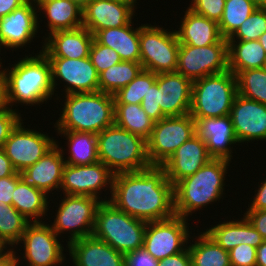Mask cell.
Instances as JSON below:
<instances>
[{
    "label": "cell",
    "instance_id": "obj_15",
    "mask_svg": "<svg viewBox=\"0 0 266 266\" xmlns=\"http://www.w3.org/2000/svg\"><path fill=\"white\" fill-rule=\"evenodd\" d=\"M114 175L100 161L91 165L65 164L60 189H63V195H83L101 199V189L110 187L112 194Z\"/></svg>",
    "mask_w": 266,
    "mask_h": 266
},
{
    "label": "cell",
    "instance_id": "obj_39",
    "mask_svg": "<svg viewBox=\"0 0 266 266\" xmlns=\"http://www.w3.org/2000/svg\"><path fill=\"white\" fill-rule=\"evenodd\" d=\"M156 82V74L142 70L128 85L114 94L115 104H141L149 88Z\"/></svg>",
    "mask_w": 266,
    "mask_h": 266
},
{
    "label": "cell",
    "instance_id": "obj_40",
    "mask_svg": "<svg viewBox=\"0 0 266 266\" xmlns=\"http://www.w3.org/2000/svg\"><path fill=\"white\" fill-rule=\"evenodd\" d=\"M266 32V8L257 7L227 41L259 40Z\"/></svg>",
    "mask_w": 266,
    "mask_h": 266
},
{
    "label": "cell",
    "instance_id": "obj_22",
    "mask_svg": "<svg viewBox=\"0 0 266 266\" xmlns=\"http://www.w3.org/2000/svg\"><path fill=\"white\" fill-rule=\"evenodd\" d=\"M135 9L112 0H90L83 8V27L92 34L106 28L123 27L132 22Z\"/></svg>",
    "mask_w": 266,
    "mask_h": 266
},
{
    "label": "cell",
    "instance_id": "obj_5",
    "mask_svg": "<svg viewBox=\"0 0 266 266\" xmlns=\"http://www.w3.org/2000/svg\"><path fill=\"white\" fill-rule=\"evenodd\" d=\"M99 161L114 174L150 168L147 141L115 123L97 134Z\"/></svg>",
    "mask_w": 266,
    "mask_h": 266
},
{
    "label": "cell",
    "instance_id": "obj_56",
    "mask_svg": "<svg viewBox=\"0 0 266 266\" xmlns=\"http://www.w3.org/2000/svg\"><path fill=\"white\" fill-rule=\"evenodd\" d=\"M112 1L127 4L128 6L132 7L133 9L135 8L136 3H137L136 2L137 0H112Z\"/></svg>",
    "mask_w": 266,
    "mask_h": 266
},
{
    "label": "cell",
    "instance_id": "obj_44",
    "mask_svg": "<svg viewBox=\"0 0 266 266\" xmlns=\"http://www.w3.org/2000/svg\"><path fill=\"white\" fill-rule=\"evenodd\" d=\"M21 113L18 114L12 108L8 107L0 111V148H3L4 143L9 138L11 131L21 121Z\"/></svg>",
    "mask_w": 266,
    "mask_h": 266
},
{
    "label": "cell",
    "instance_id": "obj_27",
    "mask_svg": "<svg viewBox=\"0 0 266 266\" xmlns=\"http://www.w3.org/2000/svg\"><path fill=\"white\" fill-rule=\"evenodd\" d=\"M205 232L226 251L240 244L257 248L264 241L245 216L241 220L218 223Z\"/></svg>",
    "mask_w": 266,
    "mask_h": 266
},
{
    "label": "cell",
    "instance_id": "obj_45",
    "mask_svg": "<svg viewBox=\"0 0 266 266\" xmlns=\"http://www.w3.org/2000/svg\"><path fill=\"white\" fill-rule=\"evenodd\" d=\"M141 106L146 114L155 122L166 117L160 108L158 103V84L155 82L145 94Z\"/></svg>",
    "mask_w": 266,
    "mask_h": 266
},
{
    "label": "cell",
    "instance_id": "obj_47",
    "mask_svg": "<svg viewBox=\"0 0 266 266\" xmlns=\"http://www.w3.org/2000/svg\"><path fill=\"white\" fill-rule=\"evenodd\" d=\"M17 185V173L13 176L0 178V202L12 205V195Z\"/></svg>",
    "mask_w": 266,
    "mask_h": 266
},
{
    "label": "cell",
    "instance_id": "obj_26",
    "mask_svg": "<svg viewBox=\"0 0 266 266\" xmlns=\"http://www.w3.org/2000/svg\"><path fill=\"white\" fill-rule=\"evenodd\" d=\"M179 30H175L179 43L203 47L218 43L223 37L217 22L187 8Z\"/></svg>",
    "mask_w": 266,
    "mask_h": 266
},
{
    "label": "cell",
    "instance_id": "obj_50",
    "mask_svg": "<svg viewBox=\"0 0 266 266\" xmlns=\"http://www.w3.org/2000/svg\"><path fill=\"white\" fill-rule=\"evenodd\" d=\"M264 179L265 181L259 185L252 203L248 206L249 208L247 210H266V178Z\"/></svg>",
    "mask_w": 266,
    "mask_h": 266
},
{
    "label": "cell",
    "instance_id": "obj_51",
    "mask_svg": "<svg viewBox=\"0 0 266 266\" xmlns=\"http://www.w3.org/2000/svg\"><path fill=\"white\" fill-rule=\"evenodd\" d=\"M17 173L10 159L6 156L3 148H0V178L13 176Z\"/></svg>",
    "mask_w": 266,
    "mask_h": 266
},
{
    "label": "cell",
    "instance_id": "obj_20",
    "mask_svg": "<svg viewBox=\"0 0 266 266\" xmlns=\"http://www.w3.org/2000/svg\"><path fill=\"white\" fill-rule=\"evenodd\" d=\"M158 103L166 117L190 112L192 81L178 72L156 74Z\"/></svg>",
    "mask_w": 266,
    "mask_h": 266
},
{
    "label": "cell",
    "instance_id": "obj_2",
    "mask_svg": "<svg viewBox=\"0 0 266 266\" xmlns=\"http://www.w3.org/2000/svg\"><path fill=\"white\" fill-rule=\"evenodd\" d=\"M5 69L8 106L14 103L39 105L54 95L51 64L40 50L35 56H25Z\"/></svg>",
    "mask_w": 266,
    "mask_h": 266
},
{
    "label": "cell",
    "instance_id": "obj_8",
    "mask_svg": "<svg viewBox=\"0 0 266 266\" xmlns=\"http://www.w3.org/2000/svg\"><path fill=\"white\" fill-rule=\"evenodd\" d=\"M140 63L155 74L176 72L180 43L176 31L144 24L139 26Z\"/></svg>",
    "mask_w": 266,
    "mask_h": 266
},
{
    "label": "cell",
    "instance_id": "obj_24",
    "mask_svg": "<svg viewBox=\"0 0 266 266\" xmlns=\"http://www.w3.org/2000/svg\"><path fill=\"white\" fill-rule=\"evenodd\" d=\"M74 266H125L122 253L93 235L67 244Z\"/></svg>",
    "mask_w": 266,
    "mask_h": 266
},
{
    "label": "cell",
    "instance_id": "obj_54",
    "mask_svg": "<svg viewBox=\"0 0 266 266\" xmlns=\"http://www.w3.org/2000/svg\"><path fill=\"white\" fill-rule=\"evenodd\" d=\"M7 77L5 69L0 70V111L8 108Z\"/></svg>",
    "mask_w": 266,
    "mask_h": 266
},
{
    "label": "cell",
    "instance_id": "obj_58",
    "mask_svg": "<svg viewBox=\"0 0 266 266\" xmlns=\"http://www.w3.org/2000/svg\"><path fill=\"white\" fill-rule=\"evenodd\" d=\"M257 7L266 8V0H252Z\"/></svg>",
    "mask_w": 266,
    "mask_h": 266
},
{
    "label": "cell",
    "instance_id": "obj_35",
    "mask_svg": "<svg viewBox=\"0 0 266 266\" xmlns=\"http://www.w3.org/2000/svg\"><path fill=\"white\" fill-rule=\"evenodd\" d=\"M140 62L121 61L99 74V91L114 95L128 85L141 71Z\"/></svg>",
    "mask_w": 266,
    "mask_h": 266
},
{
    "label": "cell",
    "instance_id": "obj_17",
    "mask_svg": "<svg viewBox=\"0 0 266 266\" xmlns=\"http://www.w3.org/2000/svg\"><path fill=\"white\" fill-rule=\"evenodd\" d=\"M36 6V0H28L7 16L0 18V51L2 46L16 49L33 41L40 19Z\"/></svg>",
    "mask_w": 266,
    "mask_h": 266
},
{
    "label": "cell",
    "instance_id": "obj_23",
    "mask_svg": "<svg viewBox=\"0 0 266 266\" xmlns=\"http://www.w3.org/2000/svg\"><path fill=\"white\" fill-rule=\"evenodd\" d=\"M41 47L47 58L81 59L89 57L94 35L81 26L48 34Z\"/></svg>",
    "mask_w": 266,
    "mask_h": 266
},
{
    "label": "cell",
    "instance_id": "obj_29",
    "mask_svg": "<svg viewBox=\"0 0 266 266\" xmlns=\"http://www.w3.org/2000/svg\"><path fill=\"white\" fill-rule=\"evenodd\" d=\"M38 12L47 15L51 33L83 26L82 7L71 0H36ZM43 10V11H42Z\"/></svg>",
    "mask_w": 266,
    "mask_h": 266
},
{
    "label": "cell",
    "instance_id": "obj_38",
    "mask_svg": "<svg viewBox=\"0 0 266 266\" xmlns=\"http://www.w3.org/2000/svg\"><path fill=\"white\" fill-rule=\"evenodd\" d=\"M238 94L266 105V69L240 71L236 75Z\"/></svg>",
    "mask_w": 266,
    "mask_h": 266
},
{
    "label": "cell",
    "instance_id": "obj_52",
    "mask_svg": "<svg viewBox=\"0 0 266 266\" xmlns=\"http://www.w3.org/2000/svg\"><path fill=\"white\" fill-rule=\"evenodd\" d=\"M28 0H0V18L7 16L14 9L21 7Z\"/></svg>",
    "mask_w": 266,
    "mask_h": 266
},
{
    "label": "cell",
    "instance_id": "obj_31",
    "mask_svg": "<svg viewBox=\"0 0 266 266\" xmlns=\"http://www.w3.org/2000/svg\"><path fill=\"white\" fill-rule=\"evenodd\" d=\"M266 53L258 40L228 41V69L237 75L240 71L264 68Z\"/></svg>",
    "mask_w": 266,
    "mask_h": 266
},
{
    "label": "cell",
    "instance_id": "obj_12",
    "mask_svg": "<svg viewBox=\"0 0 266 266\" xmlns=\"http://www.w3.org/2000/svg\"><path fill=\"white\" fill-rule=\"evenodd\" d=\"M186 221L188 219L174 215L168 219L147 222L143 247L157 260L184 251L190 238Z\"/></svg>",
    "mask_w": 266,
    "mask_h": 266
},
{
    "label": "cell",
    "instance_id": "obj_60",
    "mask_svg": "<svg viewBox=\"0 0 266 266\" xmlns=\"http://www.w3.org/2000/svg\"><path fill=\"white\" fill-rule=\"evenodd\" d=\"M4 250H6V247H4V246L0 243V253L3 252Z\"/></svg>",
    "mask_w": 266,
    "mask_h": 266
},
{
    "label": "cell",
    "instance_id": "obj_13",
    "mask_svg": "<svg viewBox=\"0 0 266 266\" xmlns=\"http://www.w3.org/2000/svg\"><path fill=\"white\" fill-rule=\"evenodd\" d=\"M23 123L21 120L16 125L3 146L6 156L19 173L35 164L56 145V139L25 128L24 125L22 126Z\"/></svg>",
    "mask_w": 266,
    "mask_h": 266
},
{
    "label": "cell",
    "instance_id": "obj_6",
    "mask_svg": "<svg viewBox=\"0 0 266 266\" xmlns=\"http://www.w3.org/2000/svg\"><path fill=\"white\" fill-rule=\"evenodd\" d=\"M146 226L147 222L102 201L96 211L93 236L125 255L143 247Z\"/></svg>",
    "mask_w": 266,
    "mask_h": 266
},
{
    "label": "cell",
    "instance_id": "obj_43",
    "mask_svg": "<svg viewBox=\"0 0 266 266\" xmlns=\"http://www.w3.org/2000/svg\"><path fill=\"white\" fill-rule=\"evenodd\" d=\"M257 248L240 244L229 251L231 266H256Z\"/></svg>",
    "mask_w": 266,
    "mask_h": 266
},
{
    "label": "cell",
    "instance_id": "obj_7",
    "mask_svg": "<svg viewBox=\"0 0 266 266\" xmlns=\"http://www.w3.org/2000/svg\"><path fill=\"white\" fill-rule=\"evenodd\" d=\"M237 94L236 75L230 70L195 80L192 83L189 114L193 118L230 115Z\"/></svg>",
    "mask_w": 266,
    "mask_h": 266
},
{
    "label": "cell",
    "instance_id": "obj_55",
    "mask_svg": "<svg viewBox=\"0 0 266 266\" xmlns=\"http://www.w3.org/2000/svg\"><path fill=\"white\" fill-rule=\"evenodd\" d=\"M256 266H266V240L256 250Z\"/></svg>",
    "mask_w": 266,
    "mask_h": 266
},
{
    "label": "cell",
    "instance_id": "obj_36",
    "mask_svg": "<svg viewBox=\"0 0 266 266\" xmlns=\"http://www.w3.org/2000/svg\"><path fill=\"white\" fill-rule=\"evenodd\" d=\"M31 221L20 214L13 205L0 202V243L4 247L19 244L26 227ZM10 245V246H7ZM14 245V246H13Z\"/></svg>",
    "mask_w": 266,
    "mask_h": 266
},
{
    "label": "cell",
    "instance_id": "obj_46",
    "mask_svg": "<svg viewBox=\"0 0 266 266\" xmlns=\"http://www.w3.org/2000/svg\"><path fill=\"white\" fill-rule=\"evenodd\" d=\"M125 266H158L159 260L149 254L144 247L124 255Z\"/></svg>",
    "mask_w": 266,
    "mask_h": 266
},
{
    "label": "cell",
    "instance_id": "obj_16",
    "mask_svg": "<svg viewBox=\"0 0 266 266\" xmlns=\"http://www.w3.org/2000/svg\"><path fill=\"white\" fill-rule=\"evenodd\" d=\"M51 64L52 85L54 91L56 80L67 84L65 94L89 93L99 91V74L89 57L81 59L48 58Z\"/></svg>",
    "mask_w": 266,
    "mask_h": 266
},
{
    "label": "cell",
    "instance_id": "obj_57",
    "mask_svg": "<svg viewBox=\"0 0 266 266\" xmlns=\"http://www.w3.org/2000/svg\"><path fill=\"white\" fill-rule=\"evenodd\" d=\"M258 41H259L260 44L263 46V48H264V50H265V53H266V32H264V33L260 36V38H259Z\"/></svg>",
    "mask_w": 266,
    "mask_h": 266
},
{
    "label": "cell",
    "instance_id": "obj_1",
    "mask_svg": "<svg viewBox=\"0 0 266 266\" xmlns=\"http://www.w3.org/2000/svg\"><path fill=\"white\" fill-rule=\"evenodd\" d=\"M112 186L109 202L136 219L154 222L175 215L174 186L161 166L115 174Z\"/></svg>",
    "mask_w": 266,
    "mask_h": 266
},
{
    "label": "cell",
    "instance_id": "obj_11",
    "mask_svg": "<svg viewBox=\"0 0 266 266\" xmlns=\"http://www.w3.org/2000/svg\"><path fill=\"white\" fill-rule=\"evenodd\" d=\"M228 69V41L203 47L180 44L176 72L192 82L208 75L222 73Z\"/></svg>",
    "mask_w": 266,
    "mask_h": 266
},
{
    "label": "cell",
    "instance_id": "obj_59",
    "mask_svg": "<svg viewBox=\"0 0 266 266\" xmlns=\"http://www.w3.org/2000/svg\"><path fill=\"white\" fill-rule=\"evenodd\" d=\"M71 1L76 2L79 6L83 8L90 0H71Z\"/></svg>",
    "mask_w": 266,
    "mask_h": 266
},
{
    "label": "cell",
    "instance_id": "obj_34",
    "mask_svg": "<svg viewBox=\"0 0 266 266\" xmlns=\"http://www.w3.org/2000/svg\"><path fill=\"white\" fill-rule=\"evenodd\" d=\"M188 246L191 266H231L229 251L218 245L205 231Z\"/></svg>",
    "mask_w": 266,
    "mask_h": 266
},
{
    "label": "cell",
    "instance_id": "obj_18",
    "mask_svg": "<svg viewBox=\"0 0 266 266\" xmlns=\"http://www.w3.org/2000/svg\"><path fill=\"white\" fill-rule=\"evenodd\" d=\"M230 117L239 143L266 140V105L237 94Z\"/></svg>",
    "mask_w": 266,
    "mask_h": 266
},
{
    "label": "cell",
    "instance_id": "obj_33",
    "mask_svg": "<svg viewBox=\"0 0 266 266\" xmlns=\"http://www.w3.org/2000/svg\"><path fill=\"white\" fill-rule=\"evenodd\" d=\"M114 123L147 141L155 121L146 114L141 104H115Z\"/></svg>",
    "mask_w": 266,
    "mask_h": 266
},
{
    "label": "cell",
    "instance_id": "obj_19",
    "mask_svg": "<svg viewBox=\"0 0 266 266\" xmlns=\"http://www.w3.org/2000/svg\"><path fill=\"white\" fill-rule=\"evenodd\" d=\"M211 159L213 158L208 154L204 139L195 134L177 148L161 167L174 186L181 179L195 174Z\"/></svg>",
    "mask_w": 266,
    "mask_h": 266
},
{
    "label": "cell",
    "instance_id": "obj_14",
    "mask_svg": "<svg viewBox=\"0 0 266 266\" xmlns=\"http://www.w3.org/2000/svg\"><path fill=\"white\" fill-rule=\"evenodd\" d=\"M49 224L30 222L19 243L24 245L23 258L31 266H57L65 259L64 247Z\"/></svg>",
    "mask_w": 266,
    "mask_h": 266
},
{
    "label": "cell",
    "instance_id": "obj_10",
    "mask_svg": "<svg viewBox=\"0 0 266 266\" xmlns=\"http://www.w3.org/2000/svg\"><path fill=\"white\" fill-rule=\"evenodd\" d=\"M196 134L195 120L188 113L164 117L155 122L147 140V154L152 166H161L184 142Z\"/></svg>",
    "mask_w": 266,
    "mask_h": 266
},
{
    "label": "cell",
    "instance_id": "obj_3",
    "mask_svg": "<svg viewBox=\"0 0 266 266\" xmlns=\"http://www.w3.org/2000/svg\"><path fill=\"white\" fill-rule=\"evenodd\" d=\"M230 162L213 158L195 174L178 181L174 185L175 215L187 219L193 211L219 201L224 194V180Z\"/></svg>",
    "mask_w": 266,
    "mask_h": 266
},
{
    "label": "cell",
    "instance_id": "obj_53",
    "mask_svg": "<svg viewBox=\"0 0 266 266\" xmlns=\"http://www.w3.org/2000/svg\"><path fill=\"white\" fill-rule=\"evenodd\" d=\"M7 251H3L0 253V266H19V262L21 261L18 256H16V251L14 249H7ZM17 257V258H16Z\"/></svg>",
    "mask_w": 266,
    "mask_h": 266
},
{
    "label": "cell",
    "instance_id": "obj_42",
    "mask_svg": "<svg viewBox=\"0 0 266 266\" xmlns=\"http://www.w3.org/2000/svg\"><path fill=\"white\" fill-rule=\"evenodd\" d=\"M189 9L219 23L226 0H191Z\"/></svg>",
    "mask_w": 266,
    "mask_h": 266
},
{
    "label": "cell",
    "instance_id": "obj_41",
    "mask_svg": "<svg viewBox=\"0 0 266 266\" xmlns=\"http://www.w3.org/2000/svg\"><path fill=\"white\" fill-rule=\"evenodd\" d=\"M89 58L98 74L122 61L115 50L98 43L95 39L90 47Z\"/></svg>",
    "mask_w": 266,
    "mask_h": 266
},
{
    "label": "cell",
    "instance_id": "obj_4",
    "mask_svg": "<svg viewBox=\"0 0 266 266\" xmlns=\"http://www.w3.org/2000/svg\"><path fill=\"white\" fill-rule=\"evenodd\" d=\"M57 131L92 132L98 134L114 124V95L101 91L65 94Z\"/></svg>",
    "mask_w": 266,
    "mask_h": 266
},
{
    "label": "cell",
    "instance_id": "obj_21",
    "mask_svg": "<svg viewBox=\"0 0 266 266\" xmlns=\"http://www.w3.org/2000/svg\"><path fill=\"white\" fill-rule=\"evenodd\" d=\"M196 134L204 139L208 154L214 159H232V144L239 143L230 115L224 117L193 118Z\"/></svg>",
    "mask_w": 266,
    "mask_h": 266
},
{
    "label": "cell",
    "instance_id": "obj_25",
    "mask_svg": "<svg viewBox=\"0 0 266 266\" xmlns=\"http://www.w3.org/2000/svg\"><path fill=\"white\" fill-rule=\"evenodd\" d=\"M57 143L35 164L21 172L22 177L30 185L43 190L47 195L53 190H60L62 183L65 154Z\"/></svg>",
    "mask_w": 266,
    "mask_h": 266
},
{
    "label": "cell",
    "instance_id": "obj_48",
    "mask_svg": "<svg viewBox=\"0 0 266 266\" xmlns=\"http://www.w3.org/2000/svg\"><path fill=\"white\" fill-rule=\"evenodd\" d=\"M253 227L266 240V210H248L244 215Z\"/></svg>",
    "mask_w": 266,
    "mask_h": 266
},
{
    "label": "cell",
    "instance_id": "obj_9",
    "mask_svg": "<svg viewBox=\"0 0 266 266\" xmlns=\"http://www.w3.org/2000/svg\"><path fill=\"white\" fill-rule=\"evenodd\" d=\"M102 201L106 199H98L83 195L65 194L59 208L55 213L56 218L52 225V230L59 236L64 231H70V238L67 244L71 242L92 236L95 226L96 211Z\"/></svg>",
    "mask_w": 266,
    "mask_h": 266
},
{
    "label": "cell",
    "instance_id": "obj_30",
    "mask_svg": "<svg viewBox=\"0 0 266 266\" xmlns=\"http://www.w3.org/2000/svg\"><path fill=\"white\" fill-rule=\"evenodd\" d=\"M47 197L49 196L43 190L30 185L21 173L17 172V185L12 195V205L20 214L32 222L41 221L49 210L50 200L48 201Z\"/></svg>",
    "mask_w": 266,
    "mask_h": 266
},
{
    "label": "cell",
    "instance_id": "obj_28",
    "mask_svg": "<svg viewBox=\"0 0 266 266\" xmlns=\"http://www.w3.org/2000/svg\"><path fill=\"white\" fill-rule=\"evenodd\" d=\"M132 22L123 27L106 28L96 31L94 39L115 50L122 61L140 62L139 27H132Z\"/></svg>",
    "mask_w": 266,
    "mask_h": 266
},
{
    "label": "cell",
    "instance_id": "obj_49",
    "mask_svg": "<svg viewBox=\"0 0 266 266\" xmlns=\"http://www.w3.org/2000/svg\"><path fill=\"white\" fill-rule=\"evenodd\" d=\"M158 266H191V256L188 247L178 254L159 260Z\"/></svg>",
    "mask_w": 266,
    "mask_h": 266
},
{
    "label": "cell",
    "instance_id": "obj_32",
    "mask_svg": "<svg viewBox=\"0 0 266 266\" xmlns=\"http://www.w3.org/2000/svg\"><path fill=\"white\" fill-rule=\"evenodd\" d=\"M67 138L69 156L65 157V164L91 165L99 161L97 148V134L92 132L57 131ZM67 158V159H66Z\"/></svg>",
    "mask_w": 266,
    "mask_h": 266
},
{
    "label": "cell",
    "instance_id": "obj_37",
    "mask_svg": "<svg viewBox=\"0 0 266 266\" xmlns=\"http://www.w3.org/2000/svg\"><path fill=\"white\" fill-rule=\"evenodd\" d=\"M257 8L252 0H226L218 23L223 38H230Z\"/></svg>",
    "mask_w": 266,
    "mask_h": 266
}]
</instances>
